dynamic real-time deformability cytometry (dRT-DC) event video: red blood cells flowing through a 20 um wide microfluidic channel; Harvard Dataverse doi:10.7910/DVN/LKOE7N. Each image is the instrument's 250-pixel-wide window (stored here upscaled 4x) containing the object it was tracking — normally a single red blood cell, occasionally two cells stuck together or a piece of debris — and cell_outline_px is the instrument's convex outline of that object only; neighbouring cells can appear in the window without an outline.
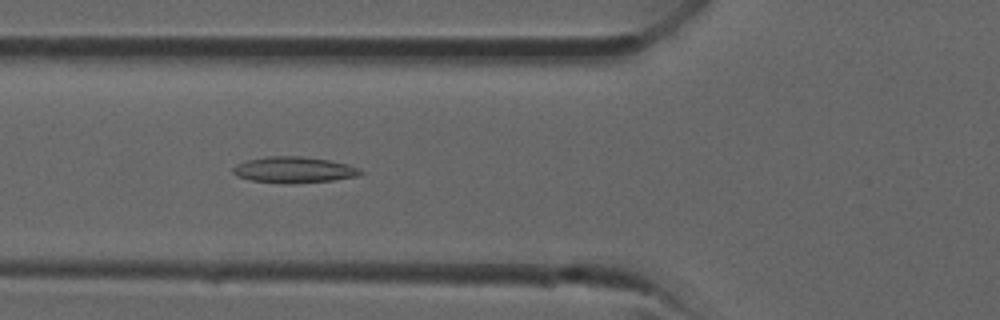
{"species": "common noctule bat (a hibernating species)", "species_latin": "Nyctalus noctula", "temperature_condition": "room temperature", "stored_images_in_passage": 26, "camera_frame_rate_fps": 3000, "um_per_image_px": 0.085, "animal": {"sex": "male", "forearm_length_mm": 52.5}, "frame": {"image": 1, "passage_image": 7, "time_ms": 2.0, "image_size_px": [1000, 320], "cell_outline_px": [[364, 172], [360, 176], [332, 180], [292, 184], [252, 180], [236, 176], [232, 172], [232, 168], [236, 164], [248, 160], [268, 156], [300, 156], [328, 160], [348, 164], [360, 168]], "centroid_in_image_um": [25.01, 14.43], "position_along_channel_um": 100.8, "area_um2": 19.42}}
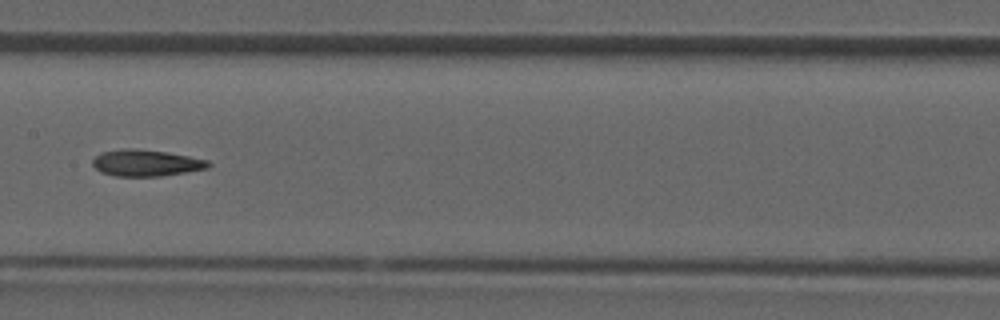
{"frame": {"image": 2, "passage_image": 12, "time_ms": 3.667, "image_size_px": [1000, 320], "cell_outline_px": [[212, 164], [208, 168], [160, 176], [116, 176], [100, 172], [92, 164], [92, 160], [100, 152], [120, 148], [136, 148], [164, 152], [188, 156], [208, 160]], "centroid_in_image_um": [12.38, 13.84], "position_along_channel_um": 195.0, "area_um2": 17.86}}
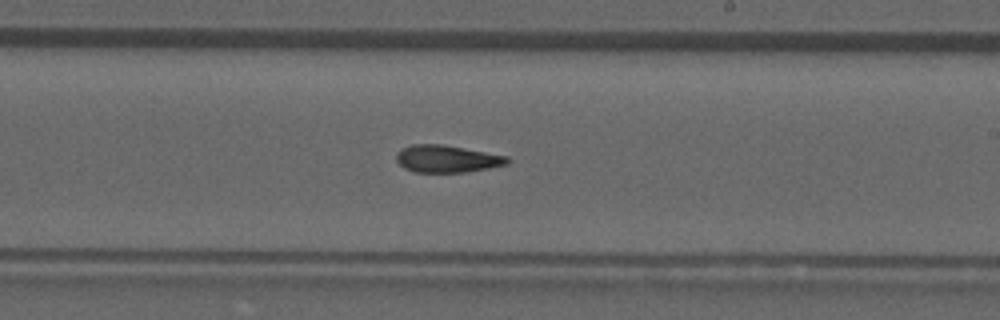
{"frame": {"image": 3, "passage_image": 15, "time_ms": 4.667, "image_size_px": [1000, 320], "cell_outline_px": [[512, 160], [508, 164], [488, 168], [464, 172], [412, 172], [404, 168], [396, 160], [396, 152], [400, 148], [412, 144], [440, 144], [508, 156]], "centroid_in_image_um": [37.96, 13.5], "position_along_channel_um": 251.0, "area_um2": 17.69}}